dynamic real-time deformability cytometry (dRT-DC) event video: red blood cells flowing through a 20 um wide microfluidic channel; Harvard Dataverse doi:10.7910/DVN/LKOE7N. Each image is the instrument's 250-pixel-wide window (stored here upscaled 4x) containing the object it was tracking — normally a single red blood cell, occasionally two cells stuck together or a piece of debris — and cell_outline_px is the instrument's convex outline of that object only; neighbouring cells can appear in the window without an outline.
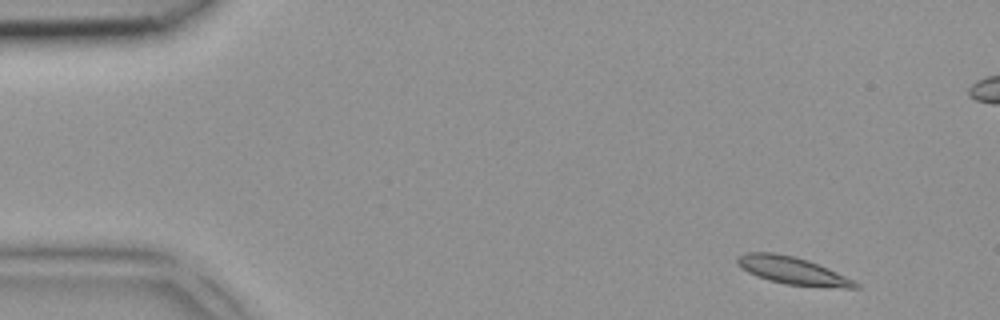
{"species": "common noctule bat (a hibernating species)", "species_latin": "Nyctalus noctula", "temperature_condition": "room temperature", "stored_images_in_passage": 3, "segment_of_instrument_passage": [2, 2], "camera_frame_rate_fps": 3000, "um_per_image_px": 0.085, "animal": {"sex": "female", "body_mass_g": 18.4}, "frame": {"image": 1, "passage_image": 3, "time_ms": 0.667, "image_size_px": [1000, 320], "cell_outline_px": [[860, 288], [844, 288], [788, 284], [768, 280], [756, 276], [740, 268], [736, 260], [736, 256], [744, 252], [776, 252], [796, 256], [808, 260], [828, 268], [856, 280], [860, 284]], "centroid_in_image_um": [67.37, 22.98], "position_along_channel_um": 17.6, "area_um2": 19.19}}